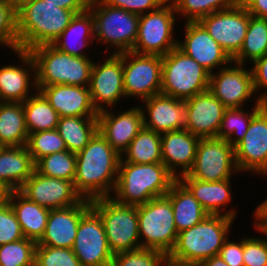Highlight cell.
<instances>
[{"instance_id":"55","label":"cell","mask_w":267,"mask_h":266,"mask_svg":"<svg viewBox=\"0 0 267 266\" xmlns=\"http://www.w3.org/2000/svg\"><path fill=\"white\" fill-rule=\"evenodd\" d=\"M9 190L5 187V185L0 181V203L6 201L8 199Z\"/></svg>"},{"instance_id":"19","label":"cell","mask_w":267,"mask_h":266,"mask_svg":"<svg viewBox=\"0 0 267 266\" xmlns=\"http://www.w3.org/2000/svg\"><path fill=\"white\" fill-rule=\"evenodd\" d=\"M185 101V129L200 138L217 137L224 112L223 103L209 90Z\"/></svg>"},{"instance_id":"58","label":"cell","mask_w":267,"mask_h":266,"mask_svg":"<svg viewBox=\"0 0 267 266\" xmlns=\"http://www.w3.org/2000/svg\"><path fill=\"white\" fill-rule=\"evenodd\" d=\"M5 148V145L0 140V152Z\"/></svg>"},{"instance_id":"48","label":"cell","mask_w":267,"mask_h":266,"mask_svg":"<svg viewBox=\"0 0 267 266\" xmlns=\"http://www.w3.org/2000/svg\"><path fill=\"white\" fill-rule=\"evenodd\" d=\"M253 68L251 69L252 72V79H253V87L255 94L258 92V90L267 88V53L257 59L253 62ZM257 91V92H256ZM267 98V92L265 89V92H262V94H259L256 99H258L260 102L265 100Z\"/></svg>"},{"instance_id":"4","label":"cell","mask_w":267,"mask_h":266,"mask_svg":"<svg viewBox=\"0 0 267 266\" xmlns=\"http://www.w3.org/2000/svg\"><path fill=\"white\" fill-rule=\"evenodd\" d=\"M235 219L226 215H208L193 227L177 235L168 262L201 264L219 255L224 242L229 239L228 232Z\"/></svg>"},{"instance_id":"30","label":"cell","mask_w":267,"mask_h":266,"mask_svg":"<svg viewBox=\"0 0 267 266\" xmlns=\"http://www.w3.org/2000/svg\"><path fill=\"white\" fill-rule=\"evenodd\" d=\"M166 195L170 198L172 204L174 222L178 233L200 223L209 215L179 179L172 183Z\"/></svg>"},{"instance_id":"44","label":"cell","mask_w":267,"mask_h":266,"mask_svg":"<svg viewBox=\"0 0 267 266\" xmlns=\"http://www.w3.org/2000/svg\"><path fill=\"white\" fill-rule=\"evenodd\" d=\"M0 45L12 51L19 46L16 10L6 0H0Z\"/></svg>"},{"instance_id":"54","label":"cell","mask_w":267,"mask_h":266,"mask_svg":"<svg viewBox=\"0 0 267 266\" xmlns=\"http://www.w3.org/2000/svg\"><path fill=\"white\" fill-rule=\"evenodd\" d=\"M16 11L32 0H6Z\"/></svg>"},{"instance_id":"5","label":"cell","mask_w":267,"mask_h":266,"mask_svg":"<svg viewBox=\"0 0 267 266\" xmlns=\"http://www.w3.org/2000/svg\"><path fill=\"white\" fill-rule=\"evenodd\" d=\"M35 63L36 87L55 84L89 87L94 61L75 57L52 44L28 50Z\"/></svg>"},{"instance_id":"8","label":"cell","mask_w":267,"mask_h":266,"mask_svg":"<svg viewBox=\"0 0 267 266\" xmlns=\"http://www.w3.org/2000/svg\"><path fill=\"white\" fill-rule=\"evenodd\" d=\"M91 208L102 220L113 254L141 248L138 206L122 205L112 197H105L91 200Z\"/></svg>"},{"instance_id":"43","label":"cell","mask_w":267,"mask_h":266,"mask_svg":"<svg viewBox=\"0 0 267 266\" xmlns=\"http://www.w3.org/2000/svg\"><path fill=\"white\" fill-rule=\"evenodd\" d=\"M34 266H81L71 248H54L37 244Z\"/></svg>"},{"instance_id":"35","label":"cell","mask_w":267,"mask_h":266,"mask_svg":"<svg viewBox=\"0 0 267 266\" xmlns=\"http://www.w3.org/2000/svg\"><path fill=\"white\" fill-rule=\"evenodd\" d=\"M22 104L29 134L57 128L60 116L38 90Z\"/></svg>"},{"instance_id":"59","label":"cell","mask_w":267,"mask_h":266,"mask_svg":"<svg viewBox=\"0 0 267 266\" xmlns=\"http://www.w3.org/2000/svg\"><path fill=\"white\" fill-rule=\"evenodd\" d=\"M263 202L267 205V198Z\"/></svg>"},{"instance_id":"34","label":"cell","mask_w":267,"mask_h":266,"mask_svg":"<svg viewBox=\"0 0 267 266\" xmlns=\"http://www.w3.org/2000/svg\"><path fill=\"white\" fill-rule=\"evenodd\" d=\"M122 155L121 159L124 162L134 164L162 163L161 134L143 127Z\"/></svg>"},{"instance_id":"22","label":"cell","mask_w":267,"mask_h":266,"mask_svg":"<svg viewBox=\"0 0 267 266\" xmlns=\"http://www.w3.org/2000/svg\"><path fill=\"white\" fill-rule=\"evenodd\" d=\"M120 113L115 115L111 109L101 111L98 113L97 121L99 133L122 156L144 127V116L141 107L138 106Z\"/></svg>"},{"instance_id":"25","label":"cell","mask_w":267,"mask_h":266,"mask_svg":"<svg viewBox=\"0 0 267 266\" xmlns=\"http://www.w3.org/2000/svg\"><path fill=\"white\" fill-rule=\"evenodd\" d=\"M199 140L186 129L161 134L162 163L176 179L192 169Z\"/></svg>"},{"instance_id":"57","label":"cell","mask_w":267,"mask_h":266,"mask_svg":"<svg viewBox=\"0 0 267 266\" xmlns=\"http://www.w3.org/2000/svg\"><path fill=\"white\" fill-rule=\"evenodd\" d=\"M262 106L265 109V111L267 112V98L262 101Z\"/></svg>"},{"instance_id":"17","label":"cell","mask_w":267,"mask_h":266,"mask_svg":"<svg viewBox=\"0 0 267 266\" xmlns=\"http://www.w3.org/2000/svg\"><path fill=\"white\" fill-rule=\"evenodd\" d=\"M18 191L28 200L50 210L76 205L82 200L71 180L48 177L35 170Z\"/></svg>"},{"instance_id":"20","label":"cell","mask_w":267,"mask_h":266,"mask_svg":"<svg viewBox=\"0 0 267 266\" xmlns=\"http://www.w3.org/2000/svg\"><path fill=\"white\" fill-rule=\"evenodd\" d=\"M184 31L185 39L182 43L178 40L177 47L197 61L210 74L213 73L214 68H222L233 62L227 52L199 22L185 21Z\"/></svg>"},{"instance_id":"16","label":"cell","mask_w":267,"mask_h":266,"mask_svg":"<svg viewBox=\"0 0 267 266\" xmlns=\"http://www.w3.org/2000/svg\"><path fill=\"white\" fill-rule=\"evenodd\" d=\"M239 171L267 175V112L262 108L249 124L245 136L234 146Z\"/></svg>"},{"instance_id":"32","label":"cell","mask_w":267,"mask_h":266,"mask_svg":"<svg viewBox=\"0 0 267 266\" xmlns=\"http://www.w3.org/2000/svg\"><path fill=\"white\" fill-rule=\"evenodd\" d=\"M23 104L0 102V140L5 146H25L28 140Z\"/></svg>"},{"instance_id":"21","label":"cell","mask_w":267,"mask_h":266,"mask_svg":"<svg viewBox=\"0 0 267 266\" xmlns=\"http://www.w3.org/2000/svg\"><path fill=\"white\" fill-rule=\"evenodd\" d=\"M91 208V201L50 210L42 238L37 244L54 248H73L81 217Z\"/></svg>"},{"instance_id":"11","label":"cell","mask_w":267,"mask_h":266,"mask_svg":"<svg viewBox=\"0 0 267 266\" xmlns=\"http://www.w3.org/2000/svg\"><path fill=\"white\" fill-rule=\"evenodd\" d=\"M238 172L234 147L226 140L209 137L200 138L193 167L187 175L202 181H222Z\"/></svg>"},{"instance_id":"56","label":"cell","mask_w":267,"mask_h":266,"mask_svg":"<svg viewBox=\"0 0 267 266\" xmlns=\"http://www.w3.org/2000/svg\"><path fill=\"white\" fill-rule=\"evenodd\" d=\"M168 266H201V265L200 264H187V263L168 262Z\"/></svg>"},{"instance_id":"2","label":"cell","mask_w":267,"mask_h":266,"mask_svg":"<svg viewBox=\"0 0 267 266\" xmlns=\"http://www.w3.org/2000/svg\"><path fill=\"white\" fill-rule=\"evenodd\" d=\"M176 178L163 163L134 164L120 160L113 199L122 205L139 206L166 195Z\"/></svg>"},{"instance_id":"13","label":"cell","mask_w":267,"mask_h":266,"mask_svg":"<svg viewBox=\"0 0 267 266\" xmlns=\"http://www.w3.org/2000/svg\"><path fill=\"white\" fill-rule=\"evenodd\" d=\"M250 16L245 6L238 1L234 6L207 15L198 22L233 58L243 45Z\"/></svg>"},{"instance_id":"46","label":"cell","mask_w":267,"mask_h":266,"mask_svg":"<svg viewBox=\"0 0 267 266\" xmlns=\"http://www.w3.org/2000/svg\"><path fill=\"white\" fill-rule=\"evenodd\" d=\"M244 266H267V238H243Z\"/></svg>"},{"instance_id":"41","label":"cell","mask_w":267,"mask_h":266,"mask_svg":"<svg viewBox=\"0 0 267 266\" xmlns=\"http://www.w3.org/2000/svg\"><path fill=\"white\" fill-rule=\"evenodd\" d=\"M26 147L34 163L46 155L67 150L65 141L56 129L29 134Z\"/></svg>"},{"instance_id":"18","label":"cell","mask_w":267,"mask_h":266,"mask_svg":"<svg viewBox=\"0 0 267 266\" xmlns=\"http://www.w3.org/2000/svg\"><path fill=\"white\" fill-rule=\"evenodd\" d=\"M245 68L243 64L232 62L230 66L220 68L219 72L210 74L209 91L226 108H243V103L255 93L252 72Z\"/></svg>"},{"instance_id":"3","label":"cell","mask_w":267,"mask_h":266,"mask_svg":"<svg viewBox=\"0 0 267 266\" xmlns=\"http://www.w3.org/2000/svg\"><path fill=\"white\" fill-rule=\"evenodd\" d=\"M16 14L18 50L28 51L40 45L53 44L76 13L44 0H32L17 10Z\"/></svg>"},{"instance_id":"28","label":"cell","mask_w":267,"mask_h":266,"mask_svg":"<svg viewBox=\"0 0 267 266\" xmlns=\"http://www.w3.org/2000/svg\"><path fill=\"white\" fill-rule=\"evenodd\" d=\"M26 145L5 146L0 152V181L9 191L19 190L35 170Z\"/></svg>"},{"instance_id":"12","label":"cell","mask_w":267,"mask_h":266,"mask_svg":"<svg viewBox=\"0 0 267 266\" xmlns=\"http://www.w3.org/2000/svg\"><path fill=\"white\" fill-rule=\"evenodd\" d=\"M130 60V61H129ZM162 56L123 52L124 93L145 100L161 92Z\"/></svg>"},{"instance_id":"6","label":"cell","mask_w":267,"mask_h":266,"mask_svg":"<svg viewBox=\"0 0 267 266\" xmlns=\"http://www.w3.org/2000/svg\"><path fill=\"white\" fill-rule=\"evenodd\" d=\"M210 73L178 47L162 56V94L186 100L209 90Z\"/></svg>"},{"instance_id":"50","label":"cell","mask_w":267,"mask_h":266,"mask_svg":"<svg viewBox=\"0 0 267 266\" xmlns=\"http://www.w3.org/2000/svg\"><path fill=\"white\" fill-rule=\"evenodd\" d=\"M62 9L74 11L76 14L89 8L90 0H44Z\"/></svg>"},{"instance_id":"14","label":"cell","mask_w":267,"mask_h":266,"mask_svg":"<svg viewBox=\"0 0 267 266\" xmlns=\"http://www.w3.org/2000/svg\"><path fill=\"white\" fill-rule=\"evenodd\" d=\"M72 250L81 266L111 265L114 254L109 248L102 220L92 208L80 219Z\"/></svg>"},{"instance_id":"38","label":"cell","mask_w":267,"mask_h":266,"mask_svg":"<svg viewBox=\"0 0 267 266\" xmlns=\"http://www.w3.org/2000/svg\"><path fill=\"white\" fill-rule=\"evenodd\" d=\"M35 171L41 175L74 181L76 154L68 150L46 155L35 162Z\"/></svg>"},{"instance_id":"9","label":"cell","mask_w":267,"mask_h":266,"mask_svg":"<svg viewBox=\"0 0 267 266\" xmlns=\"http://www.w3.org/2000/svg\"><path fill=\"white\" fill-rule=\"evenodd\" d=\"M138 228L141 248L155 249L167 256L170 254L178 232L167 195L155 197L138 206Z\"/></svg>"},{"instance_id":"47","label":"cell","mask_w":267,"mask_h":266,"mask_svg":"<svg viewBox=\"0 0 267 266\" xmlns=\"http://www.w3.org/2000/svg\"><path fill=\"white\" fill-rule=\"evenodd\" d=\"M106 4L121 8L136 15L154 11L160 8L168 0H103ZM150 10V11H149Z\"/></svg>"},{"instance_id":"36","label":"cell","mask_w":267,"mask_h":266,"mask_svg":"<svg viewBox=\"0 0 267 266\" xmlns=\"http://www.w3.org/2000/svg\"><path fill=\"white\" fill-rule=\"evenodd\" d=\"M267 53V18L250 16L249 26L240 51L232 58L238 64L254 62Z\"/></svg>"},{"instance_id":"10","label":"cell","mask_w":267,"mask_h":266,"mask_svg":"<svg viewBox=\"0 0 267 266\" xmlns=\"http://www.w3.org/2000/svg\"><path fill=\"white\" fill-rule=\"evenodd\" d=\"M175 8L168 0L160 8L139 16L138 34L133 52L165 56L178 45L174 39Z\"/></svg>"},{"instance_id":"31","label":"cell","mask_w":267,"mask_h":266,"mask_svg":"<svg viewBox=\"0 0 267 266\" xmlns=\"http://www.w3.org/2000/svg\"><path fill=\"white\" fill-rule=\"evenodd\" d=\"M7 200L16 214L24 237L38 242L44 234L50 209L28 200L18 190L10 191Z\"/></svg>"},{"instance_id":"26","label":"cell","mask_w":267,"mask_h":266,"mask_svg":"<svg viewBox=\"0 0 267 266\" xmlns=\"http://www.w3.org/2000/svg\"><path fill=\"white\" fill-rule=\"evenodd\" d=\"M13 52L20 57L21 65L24 67L18 64L0 67V102L23 103L30 97L29 93L32 91L30 88H36L35 63L28 51L15 50ZM30 73L31 76L33 74V78Z\"/></svg>"},{"instance_id":"49","label":"cell","mask_w":267,"mask_h":266,"mask_svg":"<svg viewBox=\"0 0 267 266\" xmlns=\"http://www.w3.org/2000/svg\"><path fill=\"white\" fill-rule=\"evenodd\" d=\"M219 256L230 266H244L243 239L237 243L227 239L220 249Z\"/></svg>"},{"instance_id":"39","label":"cell","mask_w":267,"mask_h":266,"mask_svg":"<svg viewBox=\"0 0 267 266\" xmlns=\"http://www.w3.org/2000/svg\"><path fill=\"white\" fill-rule=\"evenodd\" d=\"M178 15L186 18V22H198L201 18L214 12L228 9L239 0H170ZM181 13V14H180Z\"/></svg>"},{"instance_id":"24","label":"cell","mask_w":267,"mask_h":266,"mask_svg":"<svg viewBox=\"0 0 267 266\" xmlns=\"http://www.w3.org/2000/svg\"><path fill=\"white\" fill-rule=\"evenodd\" d=\"M142 102L145 103L143 107H146L145 110L141 106L145 128L159 134L185 129L184 100L159 93ZM144 111H147L148 114ZM146 114L150 118H146Z\"/></svg>"},{"instance_id":"23","label":"cell","mask_w":267,"mask_h":266,"mask_svg":"<svg viewBox=\"0 0 267 266\" xmlns=\"http://www.w3.org/2000/svg\"><path fill=\"white\" fill-rule=\"evenodd\" d=\"M60 117H97L89 87L64 84L36 87Z\"/></svg>"},{"instance_id":"27","label":"cell","mask_w":267,"mask_h":266,"mask_svg":"<svg viewBox=\"0 0 267 266\" xmlns=\"http://www.w3.org/2000/svg\"><path fill=\"white\" fill-rule=\"evenodd\" d=\"M179 180L189 189L192 195L210 215L223 214L233 219L236 218L237 211L233 210V208L221 213L226 208V204L232 201L231 179L202 181L193 179L185 174Z\"/></svg>"},{"instance_id":"45","label":"cell","mask_w":267,"mask_h":266,"mask_svg":"<svg viewBox=\"0 0 267 266\" xmlns=\"http://www.w3.org/2000/svg\"><path fill=\"white\" fill-rule=\"evenodd\" d=\"M23 238L21 226L9 201L0 203V245Z\"/></svg>"},{"instance_id":"1","label":"cell","mask_w":267,"mask_h":266,"mask_svg":"<svg viewBox=\"0 0 267 266\" xmlns=\"http://www.w3.org/2000/svg\"><path fill=\"white\" fill-rule=\"evenodd\" d=\"M121 155L99 133L76 154V192L86 200L111 197L118 178Z\"/></svg>"},{"instance_id":"40","label":"cell","mask_w":267,"mask_h":266,"mask_svg":"<svg viewBox=\"0 0 267 266\" xmlns=\"http://www.w3.org/2000/svg\"><path fill=\"white\" fill-rule=\"evenodd\" d=\"M37 242L23 238L0 245V266H34Z\"/></svg>"},{"instance_id":"37","label":"cell","mask_w":267,"mask_h":266,"mask_svg":"<svg viewBox=\"0 0 267 266\" xmlns=\"http://www.w3.org/2000/svg\"><path fill=\"white\" fill-rule=\"evenodd\" d=\"M263 108L262 102L256 99L253 110L227 108L221 121L217 138L226 140L233 147L245 136L252 118Z\"/></svg>"},{"instance_id":"42","label":"cell","mask_w":267,"mask_h":266,"mask_svg":"<svg viewBox=\"0 0 267 266\" xmlns=\"http://www.w3.org/2000/svg\"><path fill=\"white\" fill-rule=\"evenodd\" d=\"M168 266V256L155 249L137 250L114 254L110 266Z\"/></svg>"},{"instance_id":"51","label":"cell","mask_w":267,"mask_h":266,"mask_svg":"<svg viewBox=\"0 0 267 266\" xmlns=\"http://www.w3.org/2000/svg\"><path fill=\"white\" fill-rule=\"evenodd\" d=\"M255 17L267 18V0H239Z\"/></svg>"},{"instance_id":"15","label":"cell","mask_w":267,"mask_h":266,"mask_svg":"<svg viewBox=\"0 0 267 266\" xmlns=\"http://www.w3.org/2000/svg\"><path fill=\"white\" fill-rule=\"evenodd\" d=\"M89 90L93 106L98 113L110 107L112 109L121 97H126L123 83V53L109 54L104 63L94 62Z\"/></svg>"},{"instance_id":"29","label":"cell","mask_w":267,"mask_h":266,"mask_svg":"<svg viewBox=\"0 0 267 266\" xmlns=\"http://www.w3.org/2000/svg\"><path fill=\"white\" fill-rule=\"evenodd\" d=\"M72 38L74 39L72 40ZM94 40V18L88 8L83 12L75 14L69 25L52 45L71 56L88 57L84 50L81 49H84L87 45L89 46V44L93 45Z\"/></svg>"},{"instance_id":"52","label":"cell","mask_w":267,"mask_h":266,"mask_svg":"<svg viewBox=\"0 0 267 266\" xmlns=\"http://www.w3.org/2000/svg\"><path fill=\"white\" fill-rule=\"evenodd\" d=\"M253 214L256 221L253 226L267 237V205L262 202Z\"/></svg>"},{"instance_id":"53","label":"cell","mask_w":267,"mask_h":266,"mask_svg":"<svg viewBox=\"0 0 267 266\" xmlns=\"http://www.w3.org/2000/svg\"><path fill=\"white\" fill-rule=\"evenodd\" d=\"M201 266H230L219 255L208 258L203 261Z\"/></svg>"},{"instance_id":"33","label":"cell","mask_w":267,"mask_h":266,"mask_svg":"<svg viewBox=\"0 0 267 266\" xmlns=\"http://www.w3.org/2000/svg\"><path fill=\"white\" fill-rule=\"evenodd\" d=\"M56 130L65 141L67 150L77 154L98 131L97 117H60Z\"/></svg>"},{"instance_id":"7","label":"cell","mask_w":267,"mask_h":266,"mask_svg":"<svg viewBox=\"0 0 267 266\" xmlns=\"http://www.w3.org/2000/svg\"><path fill=\"white\" fill-rule=\"evenodd\" d=\"M89 9L94 18V39L108 44L113 53L132 51L138 34L139 15L106 4L103 0H90ZM110 46V47H109Z\"/></svg>"}]
</instances>
